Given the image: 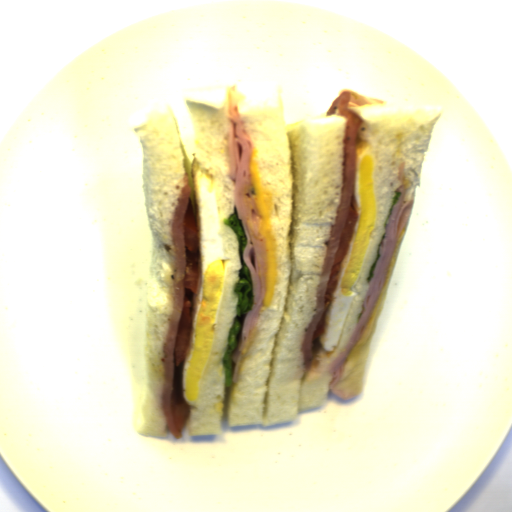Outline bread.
<instances>
[{"instance_id":"8d2b1439","label":"bread","mask_w":512,"mask_h":512,"mask_svg":"<svg viewBox=\"0 0 512 512\" xmlns=\"http://www.w3.org/2000/svg\"><path fill=\"white\" fill-rule=\"evenodd\" d=\"M256 150L261 187L271 199L270 229L276 244V278L263 304L248 350L228 394L229 427H273L298 412L324 405L333 376L329 367L358 325L370 288V267L386 234L385 221L402 184L413 200L421 185L439 112L426 110L363 118L357 141H366L375 161V227L354 287L344 327L332 352L311 340L313 361L305 370L304 334L316 311L327 244L342 197L347 120L337 114L286 125L276 108L250 107L239 114Z\"/></svg>"},{"instance_id":"cb027b5d","label":"bread","mask_w":512,"mask_h":512,"mask_svg":"<svg viewBox=\"0 0 512 512\" xmlns=\"http://www.w3.org/2000/svg\"><path fill=\"white\" fill-rule=\"evenodd\" d=\"M142 144L144 209L152 235L150 291L146 309V383L142 436L167 437L163 410L165 344L174 298L175 249L172 228L185 185V157L176 116L155 110L134 126Z\"/></svg>"},{"instance_id":"b6be36c0","label":"bread","mask_w":512,"mask_h":512,"mask_svg":"<svg viewBox=\"0 0 512 512\" xmlns=\"http://www.w3.org/2000/svg\"><path fill=\"white\" fill-rule=\"evenodd\" d=\"M197 138V158L212 175L217 194L224 252L229 261L224 294L219 309L212 352L205 367L194 405H187L190 414L187 428L190 436L218 435L225 399V363L230 331L238 316L235 293L242 267L240 245L236 233L225 219L234 214V184L230 178L228 134L231 127L226 105L215 107L201 100H186Z\"/></svg>"},{"instance_id":"2504dc21","label":"bread","mask_w":512,"mask_h":512,"mask_svg":"<svg viewBox=\"0 0 512 512\" xmlns=\"http://www.w3.org/2000/svg\"><path fill=\"white\" fill-rule=\"evenodd\" d=\"M407 225L408 222H406L403 230L401 231L395 243L393 255L389 262L384 283L378 295L374 309L364 326L360 338L358 339L357 343L353 347L352 351L350 352L346 360L339 382L336 386L337 389H339L346 395H356L358 393H361L362 391L363 376L367 364L371 339L383 308L391 276L397 263L400 247L406 234Z\"/></svg>"}]
</instances>
